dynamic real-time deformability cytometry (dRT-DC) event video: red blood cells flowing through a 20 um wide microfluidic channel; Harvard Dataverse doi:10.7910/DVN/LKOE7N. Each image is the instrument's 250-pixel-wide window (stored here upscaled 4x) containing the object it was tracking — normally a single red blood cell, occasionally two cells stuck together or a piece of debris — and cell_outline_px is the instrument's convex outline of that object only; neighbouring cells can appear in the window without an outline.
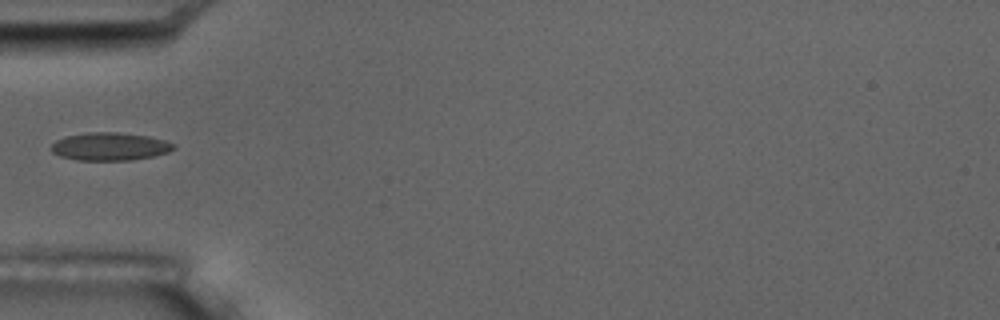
{"species": "common noctule bat (a hibernating species)", "species_latin": "Nyctalus noctula", "temperature_condition": "room temperature", "stored_images_in_passage": 6, "camera_frame_rate_fps": 3000, "um_per_image_px": 0.085, "animal": {"sex": "male", "body_mass_g": 17.5, "forearm_length_mm": 52.3}, "frame": {"image": 1, "passage_image": 4, "time_ms": 3.667, "image_size_px": [1000, 320], "cell_outline_px": [[176, 148], [168, 152], [152, 156], [132, 160], [76, 160], [60, 156], [52, 152], [52, 144], [56, 140], [64, 136], [84, 132], [120, 132], [148, 136], [164, 140], [176, 144]], "centroid_in_image_um": [9.34, 12.44], "position_along_channel_um": 75.7, "area_um2": 20.06}}